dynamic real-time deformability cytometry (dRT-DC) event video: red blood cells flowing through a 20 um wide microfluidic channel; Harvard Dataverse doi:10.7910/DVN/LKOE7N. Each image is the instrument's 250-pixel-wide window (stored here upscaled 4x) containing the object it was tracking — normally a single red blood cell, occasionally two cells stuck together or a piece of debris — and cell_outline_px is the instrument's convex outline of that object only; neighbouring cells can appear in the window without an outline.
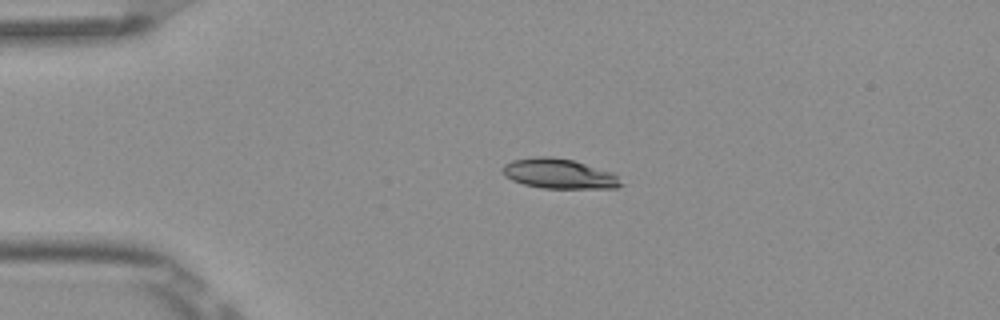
{"species": "Egyptian fruit bat (a non-hibernating species)", "species_latin": "Rousettus aegyptiacus", "temperature_condition": "room temperature", "stored_images_in_passage": 4, "camera_frame_rate_fps": 3000, "um_per_image_px": 0.085, "frame": {"image": 1, "passage_image": 4, "time_ms": 1.0, "image_size_px": [1000, 320], "cell_outline_px": [[624, 184], [616, 188], [544, 188], [524, 184], [512, 180], [504, 176], [500, 168], [504, 164], [512, 160], [532, 156], [552, 156], [572, 160], [612, 172]], "centroid_in_image_um": [47.47, 14.75], "position_along_channel_um": 37.5, "area_um2": 20.69}}